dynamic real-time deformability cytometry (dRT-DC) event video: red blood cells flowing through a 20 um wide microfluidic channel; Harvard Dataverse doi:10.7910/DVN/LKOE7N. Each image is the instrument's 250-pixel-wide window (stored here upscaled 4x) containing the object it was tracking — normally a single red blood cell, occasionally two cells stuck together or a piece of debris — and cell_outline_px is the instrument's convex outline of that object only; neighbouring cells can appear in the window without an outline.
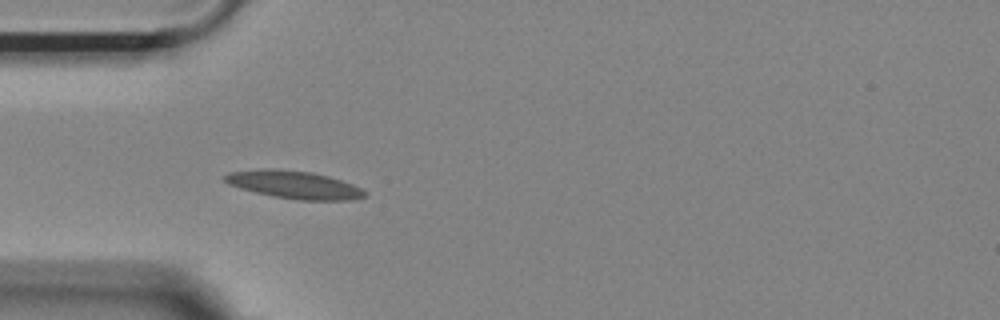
{"species": "Egyptian fruit bat (a non-hibernating species)", "species_latin": "Rousettus aegyptiacus", "temperature_condition": "room temperature", "stored_images_in_passage": 16, "camera_frame_rate_fps": 3000, "um_per_image_px": 0.085, "animal": {"sex": "female"}, "frame": {"image": 1, "passage_image": 5, "time_ms": 1.333, "image_size_px": [1000, 320], "cell_outline_px": [[368, 192], [364, 196], [348, 200], [300, 200], [276, 196], [256, 192], [240, 188], [228, 184], [224, 180], [224, 176], [228, 172], [260, 168], [276, 168], [312, 172], [328, 176], [352, 184]], "centroid_in_image_um": [24.97, 15.68], "position_along_channel_um": 60.0, "area_um2": 22.54}}
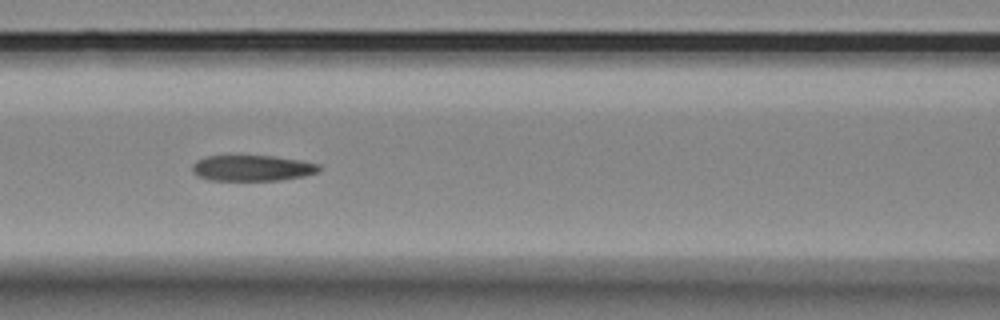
{"frame": {"image": 2, "passage_image": 12, "time_ms": 3.667, "image_size_px": [1000, 320], "cell_outline_px": [[320, 172], [304, 176], [280, 180], [212, 180], [196, 176], [192, 172], [192, 164], [196, 160], [208, 156], [272, 156], [300, 160], [320, 164]], "centroid_in_image_um": [21.44, 14.29], "position_along_channel_um": 145.2, "area_um2": 19.13}}